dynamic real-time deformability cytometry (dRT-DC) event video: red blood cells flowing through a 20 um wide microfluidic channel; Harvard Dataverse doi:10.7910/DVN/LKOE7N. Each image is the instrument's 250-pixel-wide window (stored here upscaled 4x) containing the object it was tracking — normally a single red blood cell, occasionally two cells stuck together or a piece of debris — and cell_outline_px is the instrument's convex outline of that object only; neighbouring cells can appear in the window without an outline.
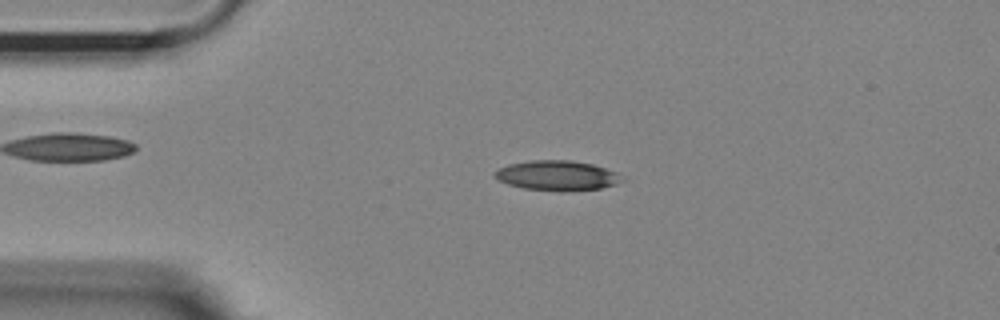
{"species": "Egyptian fruit bat (a non-hibernating species)", "species_latin": "Rousettus aegyptiacus", "temperature_condition": "room temperature", "stored_images_in_passage": 52, "camera_frame_rate_fps": 3000, "um_per_image_px": 0.085, "animal": {"sex": "female"}, "frame": {"image": 1, "passage_image": 10, "time_ms": 3.0, "image_size_px": [1000, 320], "cell_outline_px": [[628, 180], [616, 184], [600, 188], [524, 188], [508, 184], [500, 180], [492, 172], [508, 164], [532, 160], [572, 160], [592, 164], [616, 172], [624, 176]], "centroid_in_image_um": [47.39, 14.86], "position_along_channel_um": 37.6, "area_um2": 21.21}}
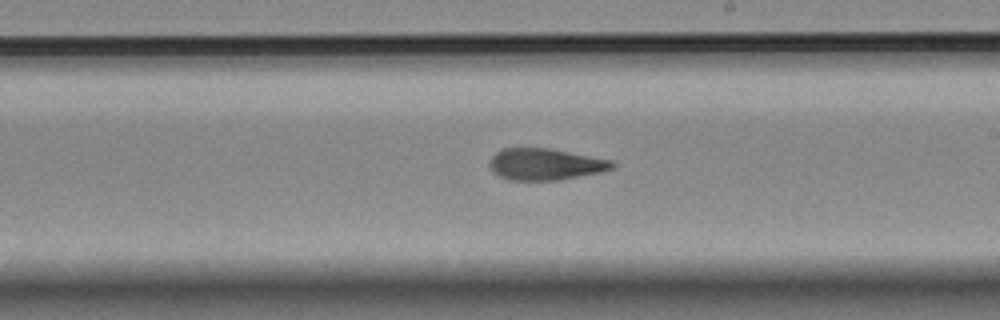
{"frame": {"image": 2, "passage_image": 29, "time_ms": 9.333, "image_size_px": [1000, 320], "cell_outline_px": [[616, 164], [612, 168], [600, 172], [560, 180], [512, 180], [500, 176], [488, 164], [492, 156], [496, 152], [504, 148], [548, 148], [612, 160]], "centroid_in_image_um": [46.36, 13.96], "position_along_channel_um": 242.6, "area_um2": 22.31}}
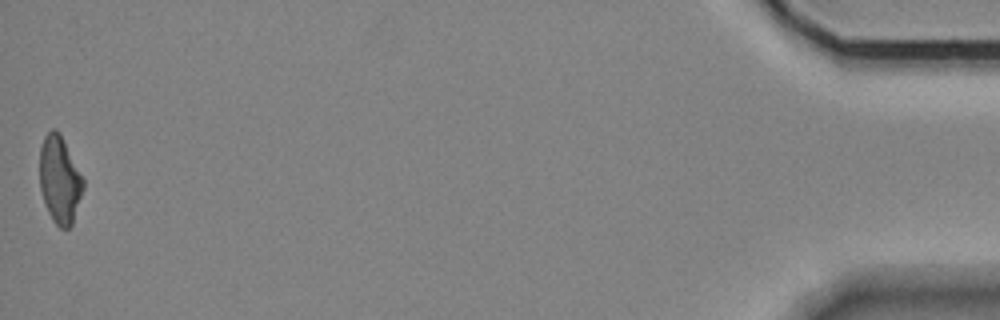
{"frame": {"image": 3, "passage_image": 52, "time_ms": 17.0, "image_size_px": [1000, 320], "cell_outline_px": [[84, 188], [72, 224], [68, 228], [60, 228], [52, 220], [48, 212], [40, 188], [40, 148], [44, 136], [52, 128], [56, 128], [60, 132], [84, 180]], "centroid_in_image_um": [5.07, 15.26], "position_along_channel_um": 430.1, "area_um2": 22.08}, "authors_computed_cell_mechanics": {"area_um2": 22.3686, "velocity_mm_per_s": 3.676, "shape_relaxation_time_tau1_ms": null, "shape_relaxation_time_tau2_ms": 3.8244, "deformation_change_tau1": null, "deformation_change_tau2": 0.1301}}